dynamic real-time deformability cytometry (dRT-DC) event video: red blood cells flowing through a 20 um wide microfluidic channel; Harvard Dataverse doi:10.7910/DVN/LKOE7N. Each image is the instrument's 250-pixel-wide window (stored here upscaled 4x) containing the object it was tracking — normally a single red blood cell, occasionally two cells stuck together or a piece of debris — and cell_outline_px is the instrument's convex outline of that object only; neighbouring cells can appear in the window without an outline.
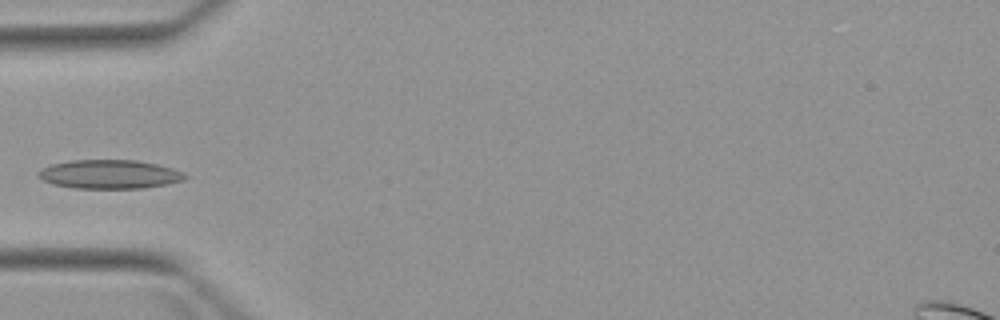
{"species": "Egyptian fruit bat (a non-hibernating species)", "species_latin": "Rousettus aegyptiacus", "temperature_condition": "warm", "stored_images_in_passage": 3, "camera_frame_rate_fps": 3000, "um_per_image_px": 0.085, "animal": {"sex": "female"}, "frame": {"image": 1, "passage_image": 3, "time_ms": 2.333, "image_size_px": [1000, 320], "cell_outline_px": [[188, 176], [184, 180], [168, 184], [144, 188], [72, 188], [52, 184], [36, 176], [36, 172], [40, 168], [52, 164], [68, 160], [136, 160], [156, 164], [172, 168], [184, 172]], "centroid_in_image_um": [9.28, 14.81], "position_along_channel_um": 75.7, "area_um2": 24.91}}